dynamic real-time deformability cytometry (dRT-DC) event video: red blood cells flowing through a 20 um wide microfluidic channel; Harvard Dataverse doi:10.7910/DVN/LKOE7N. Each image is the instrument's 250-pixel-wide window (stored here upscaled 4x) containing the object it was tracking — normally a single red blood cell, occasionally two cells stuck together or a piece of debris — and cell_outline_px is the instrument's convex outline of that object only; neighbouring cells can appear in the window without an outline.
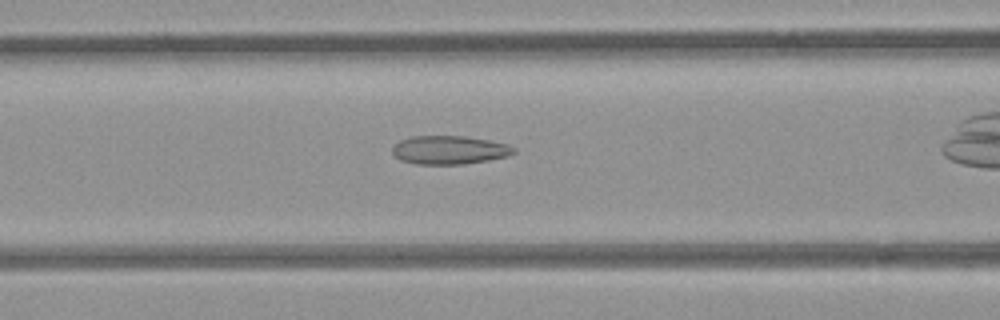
{"species": "common noctule bat (a hibernating species)", "species_latin": "Nyctalus noctula", "temperature_condition": "room temperature", "stored_images_in_passage": 36, "camera_frame_rate_fps": 3000, "um_per_image_px": 0.085, "animal": {"sex": "female", "body_mass_g": 21.9}, "frame": {"image": 1, "passage_image": 16, "time_ms": 5.0, "image_size_px": [1000, 320], "cell_outline_px": [[516, 152], [508, 156], [488, 160], [464, 164], [416, 164], [400, 160], [392, 152], [392, 148], [400, 140], [412, 136], [464, 136], [488, 140], [508, 144], [516, 148]], "centroid_in_image_um": [38.21, 12.75], "position_along_channel_um": 128.4, "area_um2": 20.17}}
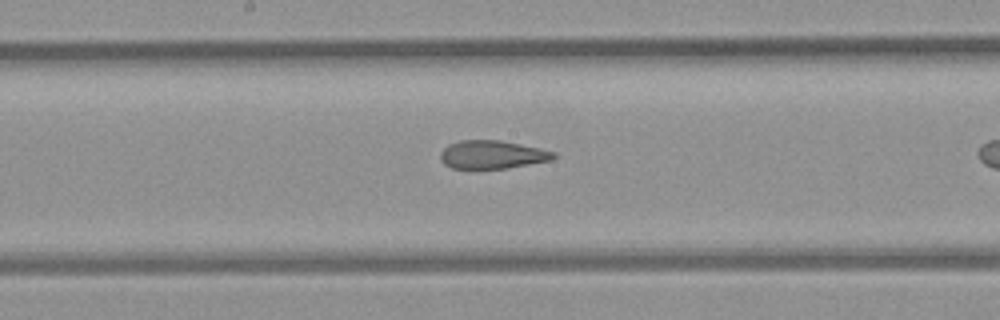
{"frame": {"image": 2, "passage_image": 22, "time_ms": 7.0, "image_size_px": [1000, 320], "cell_outline_px": [[556, 156], [552, 160], [508, 168], [452, 168], [444, 164], [440, 156], [440, 152], [448, 144], [460, 140], [500, 140], [520, 144], [556, 152]], "centroid_in_image_um": [41.84, 13.13], "position_along_channel_um": 206.4, "area_um2": 18.55}}
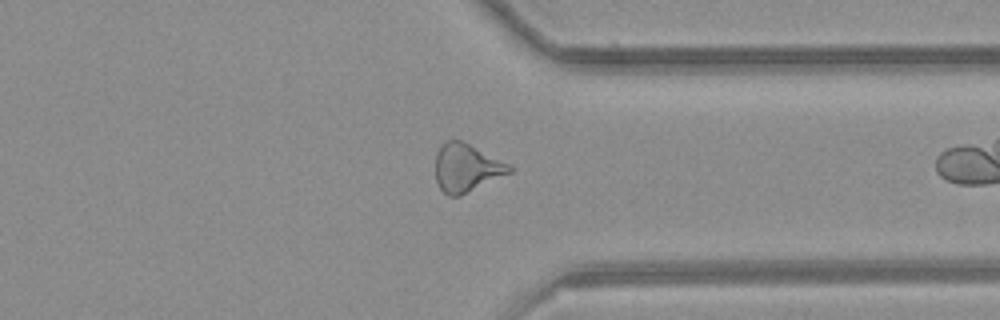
{"frame": {"image": 3, "passage_image": 35, "time_ms": 11.333, "image_size_px": [1000, 320], "cell_outline_px": [[516, 168], [512, 172], [460, 196], [448, 196], [440, 188], [436, 180], [436, 152], [448, 140], [460, 140]], "centroid_in_image_um": [39.65, 14.29], "position_along_channel_um": 371.8, "area_um2": 20.35}}